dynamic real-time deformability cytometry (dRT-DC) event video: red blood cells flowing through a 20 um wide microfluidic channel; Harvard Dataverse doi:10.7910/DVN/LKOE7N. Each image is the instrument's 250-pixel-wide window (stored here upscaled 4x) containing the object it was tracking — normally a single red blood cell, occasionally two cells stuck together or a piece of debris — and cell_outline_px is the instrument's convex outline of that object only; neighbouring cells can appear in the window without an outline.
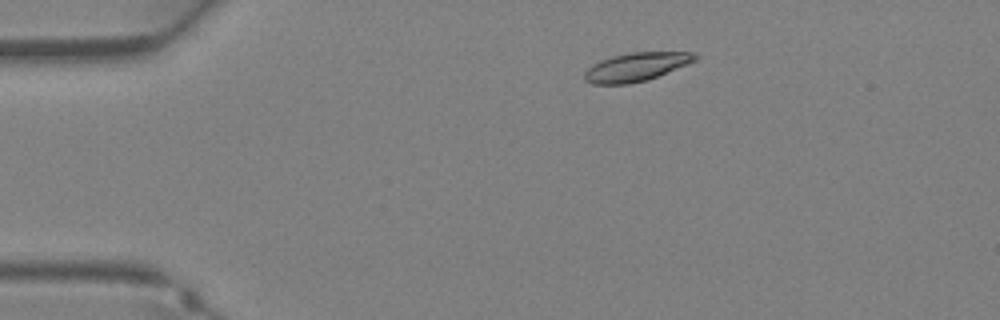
{"species": "Egyptian fruit bat (a non-hibernating species)", "species_latin": "Rousettus aegyptiacus", "temperature_condition": "warm", "stored_images_in_passage": 31, "camera_frame_rate_fps": 3000, "um_per_image_px": 0.085, "animal": {"sex": "female"}, "frame": {"image": 1, "passage_image": 1, "time_ms": 0.0, "image_size_px": [1000, 320], "cell_outline_px": [[700, 56], [696, 60], [688, 64], [656, 76], [644, 80], [628, 84], [592, 84], [584, 80], [584, 72], [592, 64], [600, 60], [612, 56], [632, 52], [696, 52]], "centroid_in_image_um": [54.07, 5.67], "position_along_channel_um": 30.9, "area_um2": 18.32}}
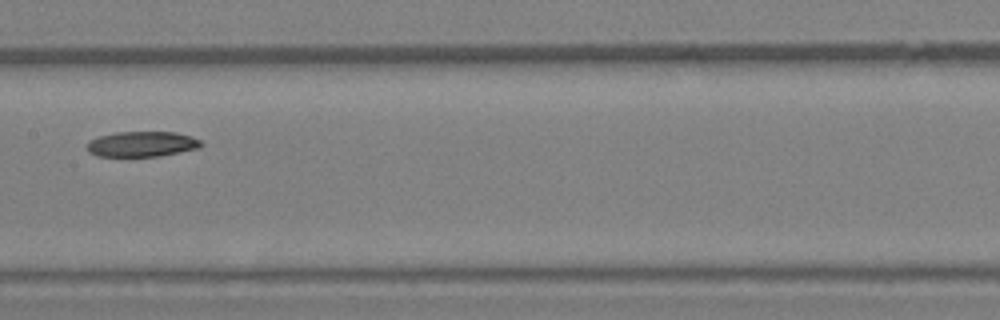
{"frame": {"image": 2, "passage_image": 13, "time_ms": 4.0, "image_size_px": [1000, 320], "cell_outline_px": [[204, 144], [200, 148], [160, 156], [96, 156], [88, 152], [88, 140], [100, 136], [116, 132], [176, 132], [192, 136], [200, 140]], "centroid_in_image_um": [12.09, 12.24], "position_along_channel_um": 195.3, "area_um2": 16.94}}
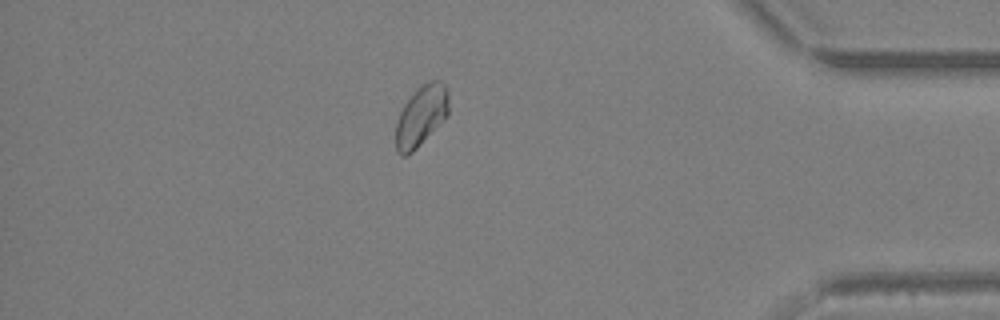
{"frame": {"image": 3, "passage_image": 26, "time_ms": 8.333, "image_size_px": [1000, 320], "cell_outline_px": [[448, 116], [408, 156], [400, 156], [396, 152], [396, 120], [404, 104], [412, 92], [420, 84], [428, 80], [440, 80], [448, 88]], "centroid_in_image_um": [35.79, 9.82], "position_along_channel_um": 399.4, "area_um2": 19.02}}